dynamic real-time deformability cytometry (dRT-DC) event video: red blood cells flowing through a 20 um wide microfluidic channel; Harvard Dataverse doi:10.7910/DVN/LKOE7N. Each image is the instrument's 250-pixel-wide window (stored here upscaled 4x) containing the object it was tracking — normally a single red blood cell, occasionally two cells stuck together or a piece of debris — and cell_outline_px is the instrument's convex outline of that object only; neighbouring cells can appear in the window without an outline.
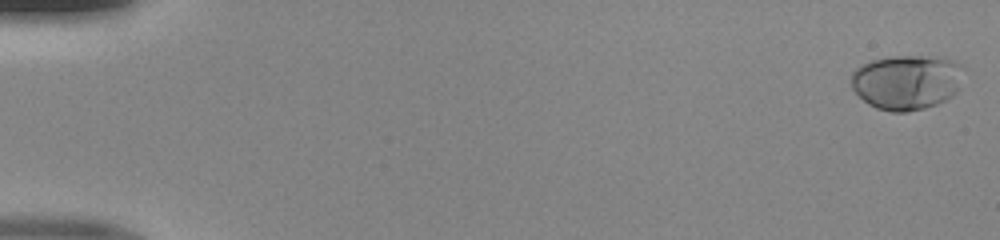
{"species": "human", "species_latin": "Homo sapiens", "temperature_condition": "room temperature", "stored_images_in_passage": 50, "camera_frame_rate_fps": 3000, "um_per_image_px": 0.085, "donor": {"sex": "male"}, "frame": {"image": 1, "passage_image": 1, "time_ms": 0.0, "image_size_px": [1000, 240], "cell_outline_px": [[964, 68], [956, 92], [952, 96], [936, 104], [924, 108], [908, 112], [892, 112], [876, 108], [868, 104], [852, 88], [852, 72], [856, 68], [872, 60], [888, 56], [944, 56], [956, 60]], "centroid_in_image_um": [77.09, 6.96], "position_along_channel_um": 7.9, "area_um2": 36.18}}
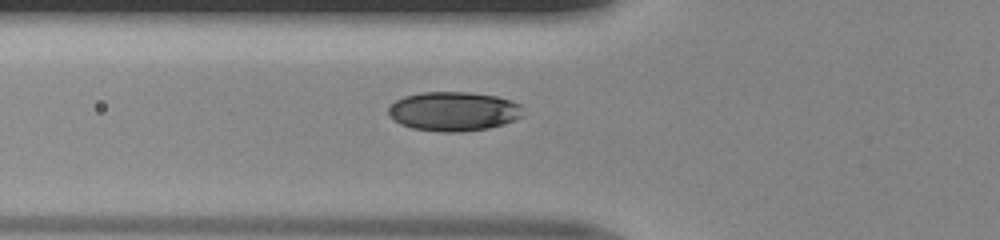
{"frame": {"image": 2, "passage_image": 19, "time_ms": 6.0, "image_size_px": [1000, 240], "cell_outline_px": [[524, 116], [516, 120], [504, 124], [488, 128], [460, 132], [440, 132], [412, 128], [400, 124], [392, 120], [388, 116], [388, 104], [404, 96], [420, 92], [468, 92], [496, 96], [520, 104]], "centroid_in_image_um": [38.52, 9.47], "position_along_channel_um": 87.3, "area_um2": 31.15}}
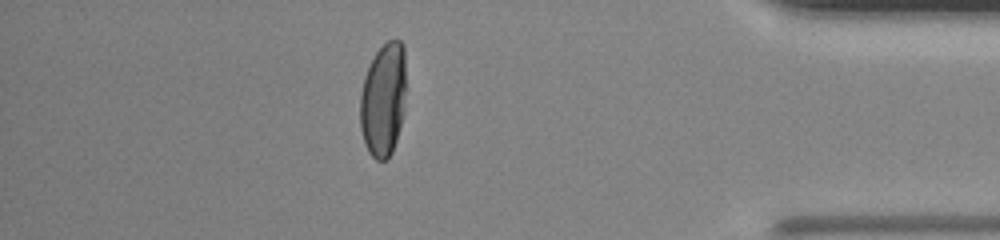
{"frame": {"image": 3, "passage_image": 44, "time_ms": 14.333, "image_size_px": [1000, 240], "cell_outline_px": [[404, 92], [400, 124], [396, 140], [392, 152], [384, 160], [376, 160], [368, 152], [364, 144], [360, 128], [360, 96], [364, 76], [376, 52], [388, 40], [400, 40], [404, 48]], "centroid_in_image_um": [32.54, 8.49], "position_along_channel_um": 402.7, "area_um2": 29.88}}